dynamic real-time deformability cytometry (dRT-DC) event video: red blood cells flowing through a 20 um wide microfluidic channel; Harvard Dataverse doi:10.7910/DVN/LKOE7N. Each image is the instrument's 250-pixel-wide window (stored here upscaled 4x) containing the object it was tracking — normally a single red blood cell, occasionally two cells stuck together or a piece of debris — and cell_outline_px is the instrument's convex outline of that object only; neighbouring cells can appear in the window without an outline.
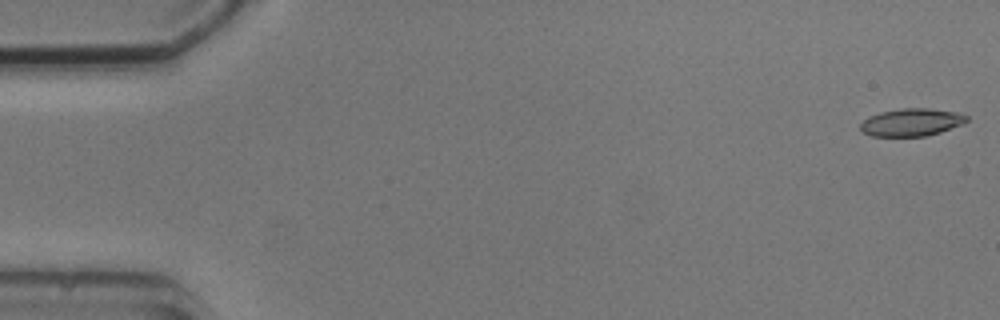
{"species": "common noctule bat (a hibernating species)", "species_latin": "Nyctalus noctula", "temperature_condition": "cold", "stored_images_in_passage": 6, "camera_frame_rate_fps": 3000, "um_per_image_px": 0.085, "animal": {"sex": "male", "body_mass_g": 20.5, "forearm_length_mm": 52.5}, "frame": {"image": 1, "passage_image": 1, "time_ms": 0.0, "image_size_px": [1000, 320], "cell_outline_px": [[968, 120], [964, 124], [940, 132], [924, 136], [872, 136], [864, 132], [860, 128], [860, 124], [868, 116], [880, 112], [900, 108], [928, 108], [956, 112], [968, 116]], "centroid_in_image_um": [77.48, 10.38], "position_along_channel_um": 7.5, "area_um2": 17.11}}
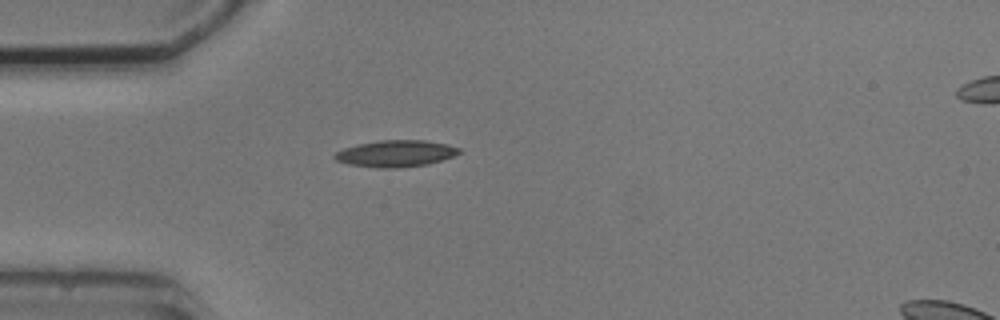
{"frame": {"image": 2, "passage_image": 5, "time_ms": 4.667, "image_size_px": [1000, 320], "cell_outline_px": [[460, 152], [452, 156], [428, 164], [400, 168], [380, 168], [348, 164], [336, 160], [332, 156], [336, 152], [344, 148], [356, 144], [380, 140], [424, 140], [448, 144], [460, 148]], "centroid_in_image_um": [33.61, 13.05], "position_along_channel_um": 51.4, "area_um2": 19.31}}